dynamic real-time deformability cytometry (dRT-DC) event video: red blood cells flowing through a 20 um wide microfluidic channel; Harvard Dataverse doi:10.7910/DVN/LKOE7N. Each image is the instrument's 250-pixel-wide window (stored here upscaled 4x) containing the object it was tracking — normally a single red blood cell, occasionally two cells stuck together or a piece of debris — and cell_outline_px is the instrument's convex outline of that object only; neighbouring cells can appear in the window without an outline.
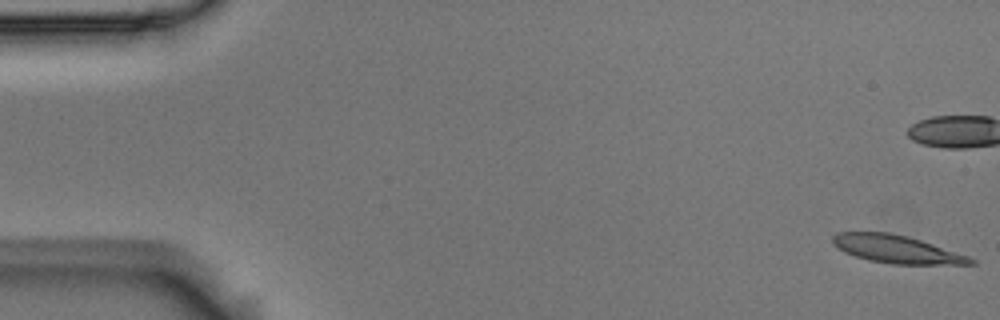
{"species": "Egyptian fruit bat (a non-hibernating species)", "species_latin": "Rousettus aegyptiacus", "temperature_condition": "room temperature", "stored_images_in_passage": 8, "camera_frame_rate_fps": 3000, "um_per_image_px": 0.085, "animal": {"sex": "male"}, "frame": {"image": 1, "passage_image": 1, "time_ms": 0.0, "image_size_px": [1000, 320], "cell_outline_px": [[976, 264], [892, 264], [868, 260], [844, 252], [832, 244], [832, 236], [836, 232], [888, 232], [908, 236], [968, 256], [976, 260]], "centroid_in_image_um": [76.17, 21.17], "position_along_channel_um": 8.8, "area_um2": 22.25}}
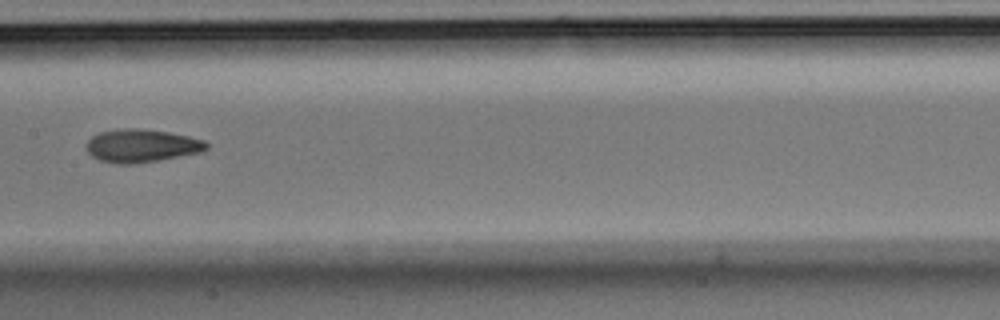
{"frame": {"image": 2, "passage_image": 8, "time_ms": 2.333, "image_size_px": [1000, 320], "cell_outline_px": [[208, 148], [200, 152], [156, 160], [132, 164], [120, 164], [100, 160], [92, 156], [88, 152], [88, 140], [92, 136], [100, 132], [124, 128], [136, 128], [168, 132], [188, 136], [204, 140], [208, 144]], "centroid_in_image_um": [12.03, 12.38], "position_along_channel_um": 195.4, "area_um2": 22.72}}